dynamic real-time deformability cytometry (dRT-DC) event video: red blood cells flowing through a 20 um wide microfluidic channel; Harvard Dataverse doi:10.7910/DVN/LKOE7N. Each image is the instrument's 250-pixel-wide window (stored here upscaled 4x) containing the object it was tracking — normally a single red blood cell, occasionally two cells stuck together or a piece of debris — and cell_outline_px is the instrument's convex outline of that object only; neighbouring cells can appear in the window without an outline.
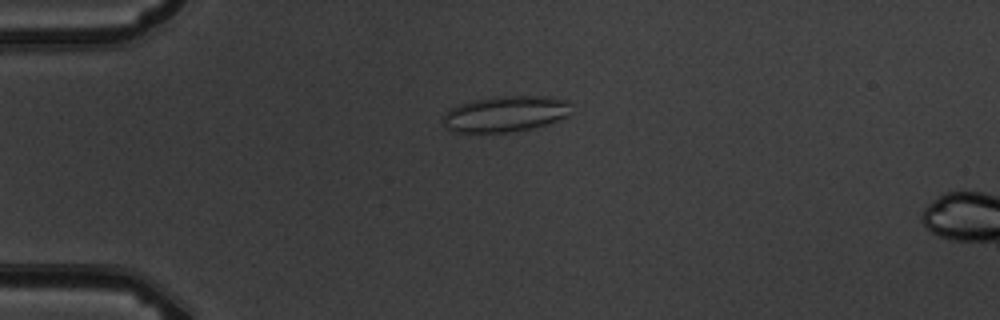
{"species": "common noctule bat (a hibernating species)", "species_latin": "Nyctalus noctula", "temperature_condition": "warm", "stored_images_in_passage": 6, "camera_frame_rate_fps": 3000, "um_per_image_px": 0.085, "animal": {"sex": "male", "body_mass_g": 19.5, "forearm_length_mm": 54.6}, "frame": {"image": 1, "passage_image": 4, "time_ms": 3.667, "image_size_px": [1000, 320], "cell_outline_px": [[568, 116], [544, 124], [528, 128], [508, 132], [456, 132], [448, 128], [444, 124], [444, 116], [448, 108], [472, 100], [496, 96], [548, 96], [568, 100]], "centroid_in_image_um": [42.92, 9.66], "position_along_channel_um": 42.1, "area_um2": 26.41}}